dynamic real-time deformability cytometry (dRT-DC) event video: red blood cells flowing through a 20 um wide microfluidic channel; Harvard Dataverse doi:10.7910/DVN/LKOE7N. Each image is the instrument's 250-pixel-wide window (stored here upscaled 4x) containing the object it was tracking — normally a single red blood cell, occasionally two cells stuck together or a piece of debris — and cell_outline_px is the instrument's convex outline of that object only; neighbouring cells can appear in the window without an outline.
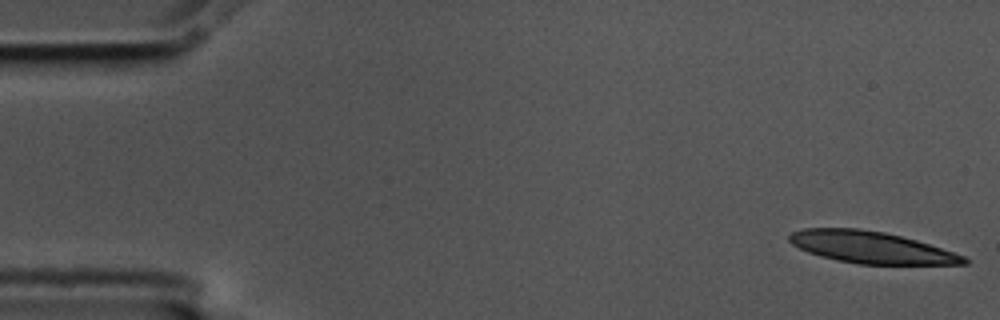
{"species": "common noctule bat (a hibernating species)", "species_latin": "Nyctalus noctula", "temperature_condition": "cold", "stored_images_in_passage": 16, "camera_frame_rate_fps": 3000, "um_per_image_px": 0.085, "animal": {"sex": "male", "body_mass_g": 17.5, "forearm_length_mm": 52.3}, "frame": {"image": 1, "passage_image": 1, "time_ms": 0.0, "image_size_px": [1000, 320], "cell_outline_px": [[968, 264], [860, 264], [820, 256], [808, 252], [792, 244], [788, 240], [788, 236], [792, 232], [804, 228], [860, 228], [884, 232], [916, 240], [964, 256], [968, 260]], "centroid_in_image_um": [74.01, 21.01], "position_along_channel_um": 11.0, "area_um2": 31.96}}